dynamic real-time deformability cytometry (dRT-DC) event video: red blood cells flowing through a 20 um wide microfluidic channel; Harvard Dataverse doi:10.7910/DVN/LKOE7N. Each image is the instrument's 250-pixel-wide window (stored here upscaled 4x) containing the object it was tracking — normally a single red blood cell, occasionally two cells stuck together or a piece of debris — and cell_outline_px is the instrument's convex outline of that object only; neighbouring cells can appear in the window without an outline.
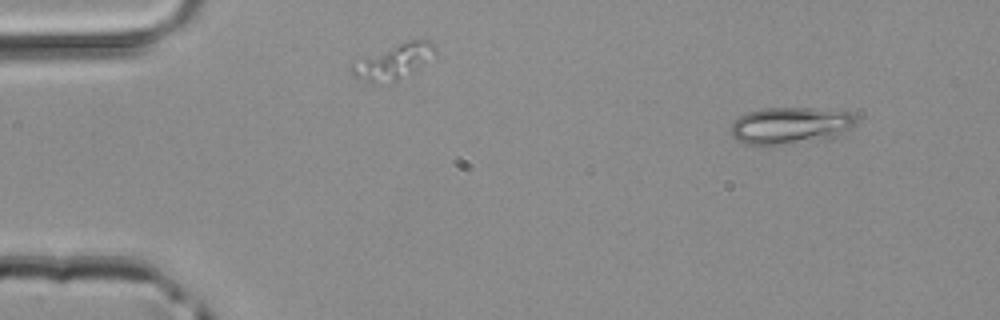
{"species": "common noctule bat (a hibernating species)", "species_latin": "Nyctalus noctula", "temperature_condition": "room temperature", "stored_images_in_passage": 44, "camera_frame_rate_fps": 3000, "um_per_image_px": 0.085, "animal": {"sex": "male", "body_mass_g": 20.4}, "frame": {"image": 1, "passage_image": 1, "time_ms": 0.0, "image_size_px": [1000, 320], "cell_outline_px": [[856, 124], [852, 128], [836, 136], [792, 144], [764, 148], [748, 144], [732, 136], [732, 120], [748, 112], [760, 108], [812, 108], [852, 112], [856, 116]], "centroid_in_image_um": [67.17, 10.69], "position_along_channel_um": 17.8, "area_um2": 27.4}}
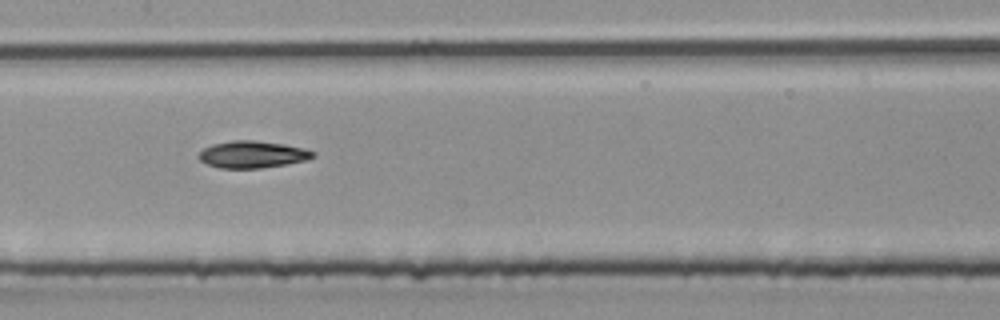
{"frame": {"image": 2, "passage_image": 20, "time_ms": 6.333, "image_size_px": [1000, 320], "cell_outline_px": [[316, 156], [308, 160], [260, 168], [220, 168], [208, 164], [200, 160], [196, 156], [204, 148], [212, 144], [232, 140], [252, 140], [284, 144], [304, 148], [316, 152]], "centroid_in_image_um": [21.47, 13.12], "position_along_channel_um": 185.9, "area_um2": 17.98}}
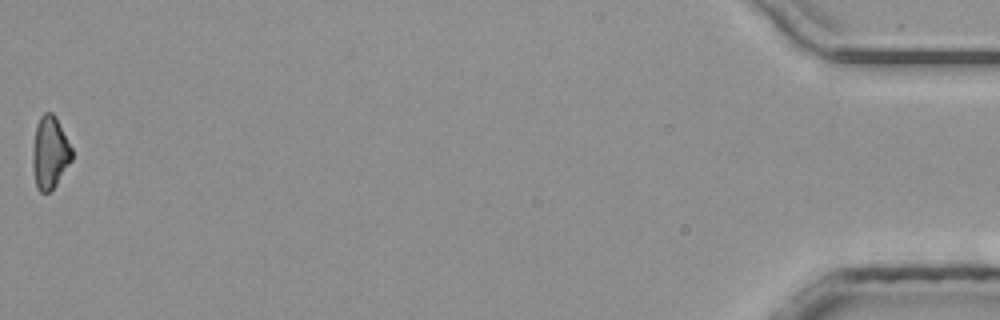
{"frame": {"image": 3, "passage_image": 44, "time_ms": 14.333, "image_size_px": [1000, 320], "cell_outline_px": [[72, 160], [56, 184], [48, 192], [40, 192], [36, 188], [32, 168], [32, 152], [36, 124], [40, 116], [44, 112], [52, 112], [56, 116], [72, 148]], "centroid_in_image_um": [4.22, 12.95], "position_along_channel_um": 431.0, "area_um2": 16.7}}